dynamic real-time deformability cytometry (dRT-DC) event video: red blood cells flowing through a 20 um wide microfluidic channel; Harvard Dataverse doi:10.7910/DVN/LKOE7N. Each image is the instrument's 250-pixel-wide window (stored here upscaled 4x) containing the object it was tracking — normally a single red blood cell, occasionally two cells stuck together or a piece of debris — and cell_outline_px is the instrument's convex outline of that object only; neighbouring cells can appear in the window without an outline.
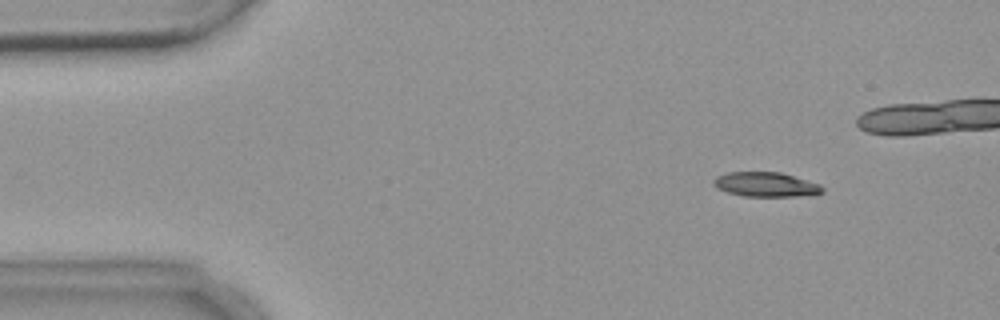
{"species": "common noctule bat (a hibernating species)", "species_latin": "Nyctalus noctula", "temperature_condition": "warm", "stored_images_in_passage": 9, "camera_frame_rate_fps": 3000, "um_per_image_px": 0.085, "animal": {"sex": "female", "body_mass_g": 18.4}, "frame": {"image": 1, "passage_image": 1, "time_ms": 0.0, "image_size_px": [1000, 320], "cell_outline_px": [[824, 192], [796, 196], [744, 196], [728, 192], [716, 188], [712, 184], [712, 180], [716, 176], [728, 172], [780, 172], [820, 184], [824, 188]], "centroid_in_image_um": [65.05, 15.67], "position_along_channel_um": 20.0, "area_um2": 15.49}}